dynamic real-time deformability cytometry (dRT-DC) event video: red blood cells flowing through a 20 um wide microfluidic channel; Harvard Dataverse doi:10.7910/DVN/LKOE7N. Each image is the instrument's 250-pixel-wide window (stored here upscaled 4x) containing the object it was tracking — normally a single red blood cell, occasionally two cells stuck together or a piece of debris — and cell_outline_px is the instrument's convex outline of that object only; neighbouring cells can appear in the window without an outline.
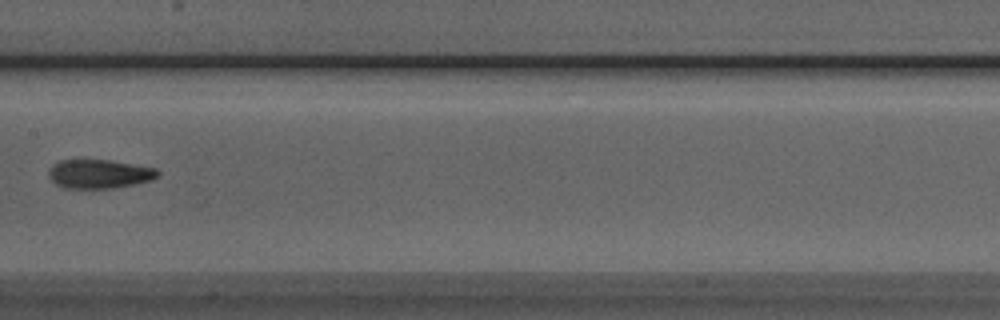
{"species": "Egyptian fruit bat (a non-hibernating species)", "species_latin": "Rousettus aegyptiacus", "temperature_condition": "room temperature", "stored_images_in_passage": 8, "camera_frame_rate_fps": 3000, "um_per_image_px": 0.085, "animal": {"sex": "male"}, "frame": {"image": 1, "passage_image": 7, "time_ms": 2.0, "image_size_px": [1000, 320], "cell_outline_px": [[160, 176], [152, 180], [112, 188], [64, 188], [56, 184], [48, 176], [48, 172], [52, 164], [60, 160], [112, 160], [156, 168], [160, 172]], "centroid_in_image_um": [8.45, 14.77], "position_along_channel_um": 199.0, "area_um2": 18.44}}
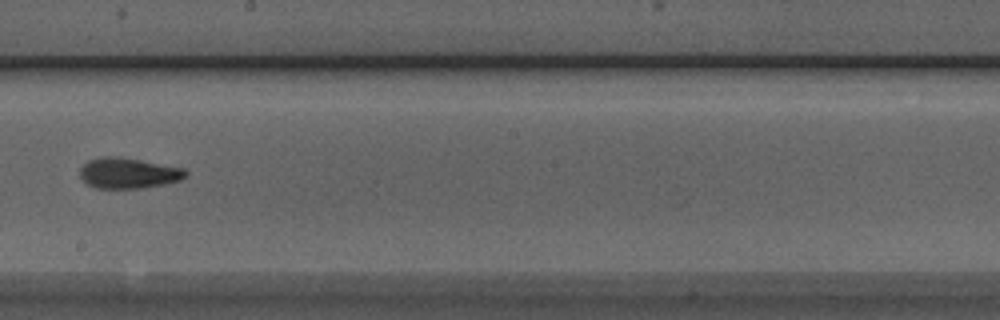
{"frame": {"image": 2, "passage_image": 8, "time_ms": 2.333, "image_size_px": [1000, 320], "cell_outline_px": [[188, 176], [180, 180], [164, 184], [140, 188], [96, 188], [88, 184], [80, 176], [80, 168], [88, 160], [100, 156], [112, 156], [140, 160], [184, 168], [188, 172]], "centroid_in_image_um": [10.92, 14.71], "position_along_channel_um": 237.3, "area_um2": 18.79}}